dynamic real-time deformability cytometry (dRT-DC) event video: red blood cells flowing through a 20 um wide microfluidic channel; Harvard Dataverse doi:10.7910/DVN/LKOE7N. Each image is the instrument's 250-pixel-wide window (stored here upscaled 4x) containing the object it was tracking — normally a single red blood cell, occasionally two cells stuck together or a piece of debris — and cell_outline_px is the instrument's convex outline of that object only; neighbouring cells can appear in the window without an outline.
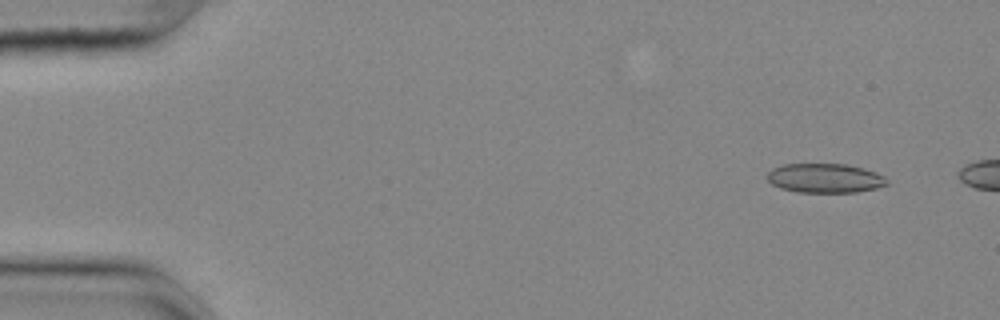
{"species": "common noctule bat (a hibernating species)", "species_latin": "Nyctalus noctula", "temperature_condition": "cold", "stored_images_in_passage": 14, "camera_frame_rate_fps": 3000, "um_per_image_px": 0.085, "animal": {"sex": "female", "body_mass_g": 25.1}, "frame": {"image": 1, "passage_image": 5, "time_ms": 1.333, "image_size_px": [1000, 320], "cell_outline_px": [[888, 184], [876, 188], [856, 192], [796, 192], [780, 188], [772, 184], [768, 180], [768, 172], [772, 168], [784, 164], [848, 164], [864, 168], [876, 172], [884, 176], [888, 180]], "centroid_in_image_um": [70.13, 15.14], "position_along_channel_um": 14.9, "area_um2": 20.52}}